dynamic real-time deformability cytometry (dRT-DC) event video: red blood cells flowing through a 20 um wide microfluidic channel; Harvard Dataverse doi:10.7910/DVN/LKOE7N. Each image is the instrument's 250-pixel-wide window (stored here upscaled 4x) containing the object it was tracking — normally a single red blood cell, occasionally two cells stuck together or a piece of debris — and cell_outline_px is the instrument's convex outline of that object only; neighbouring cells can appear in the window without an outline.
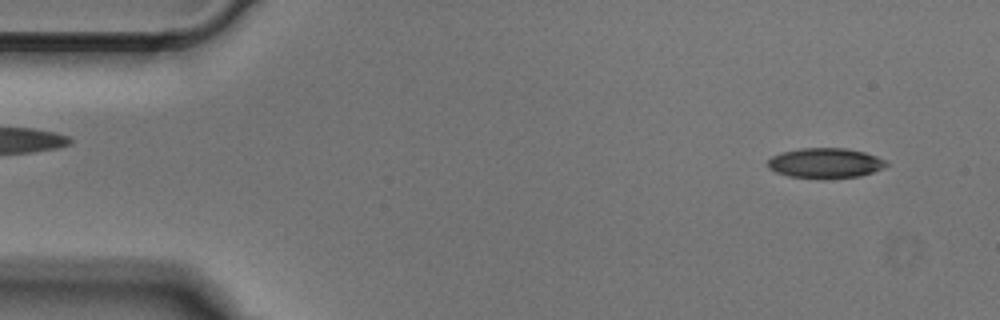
{"species": "Egyptian fruit bat (a non-hibernating species)", "species_latin": "Rousettus aegyptiacus", "temperature_condition": "cold", "stored_images_in_passage": 49, "camera_frame_rate_fps": 3000, "um_per_image_px": 0.085, "animal": {"sex": "male"}, "frame": {"image": 1, "passage_image": 3, "time_ms": 0.667, "image_size_px": [1000, 320], "cell_outline_px": [[888, 164], [884, 168], [860, 176], [824, 180], [788, 176], [776, 172], [768, 168], [768, 160], [772, 156], [780, 152], [800, 148], [844, 148], [864, 152], [876, 156], [884, 160]], "centroid_in_image_um": [70.12, 13.88], "position_along_channel_um": 14.9, "area_um2": 21.1}}
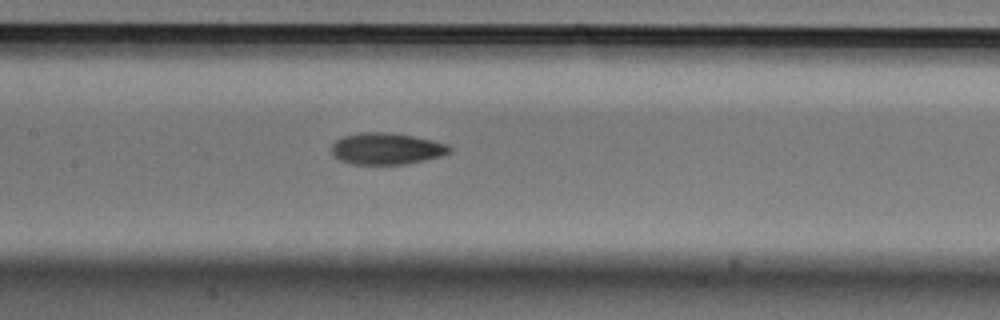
{"frame": {"image": 2, "passage_image": 22, "time_ms": 7.0, "image_size_px": [1000, 320], "cell_outline_px": [[452, 152], [440, 156], [408, 164], [352, 164], [340, 160], [332, 156], [332, 144], [340, 136], [360, 132], [392, 132], [432, 140], [448, 144], [452, 148]], "centroid_in_image_um": [32.84, 12.63], "position_along_channel_um": 174.6, "area_um2": 21.96}}
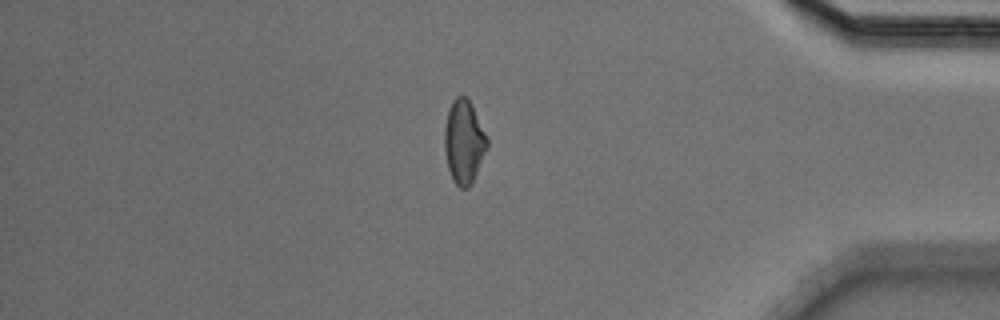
{"frame": {"image": 3, "passage_image": 41, "time_ms": 13.333, "image_size_px": [1000, 320], "cell_outline_px": [[488, 148], [468, 188], [460, 188], [452, 180], [448, 168], [444, 152], [444, 128], [448, 112], [452, 100], [456, 96], [464, 96], [472, 104], [488, 140]], "centroid_in_image_um": [39.41, 12.05], "position_along_channel_um": 395.8, "area_um2": 20.63}}